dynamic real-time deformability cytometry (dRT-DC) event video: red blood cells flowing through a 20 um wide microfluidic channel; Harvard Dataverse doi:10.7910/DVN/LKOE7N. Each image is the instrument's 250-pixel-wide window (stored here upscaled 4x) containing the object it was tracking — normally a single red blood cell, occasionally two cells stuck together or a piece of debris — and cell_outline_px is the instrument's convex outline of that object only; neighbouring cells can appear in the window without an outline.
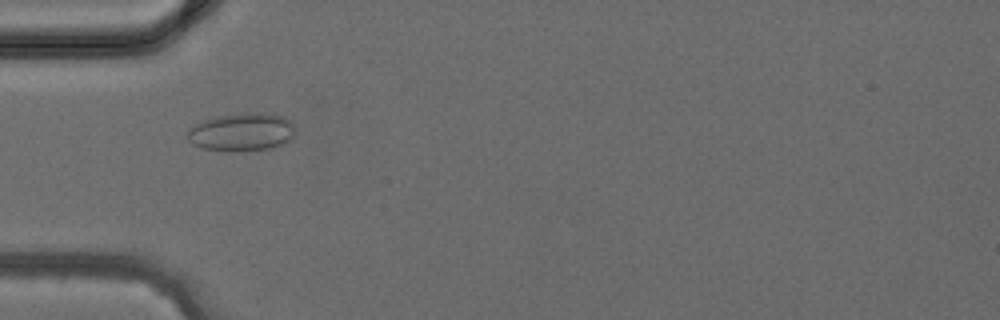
{"species": "common noctule bat (a hibernating species)", "species_latin": "Nyctalus noctula", "temperature_condition": "cold", "stored_images_in_passage": 34, "camera_frame_rate_fps": 3000, "um_per_image_px": 0.085, "animal": {"sex": "female", "body_mass_g": 24.6, "forearm_length_mm": 56.2}, "frame": {"image": 1, "passage_image": 8, "time_ms": 2.333, "image_size_px": [1000, 320], "cell_outline_px": [[296, 132], [292, 140], [284, 144], [272, 148], [244, 152], [228, 152], [200, 148], [192, 144], [188, 140], [188, 128], [204, 120], [216, 116], [240, 112], [272, 112], [284, 116], [292, 120], [296, 124]], "centroid_in_image_um": [20.63, 11.22], "position_along_channel_um": 64.4, "area_um2": 25.14}}
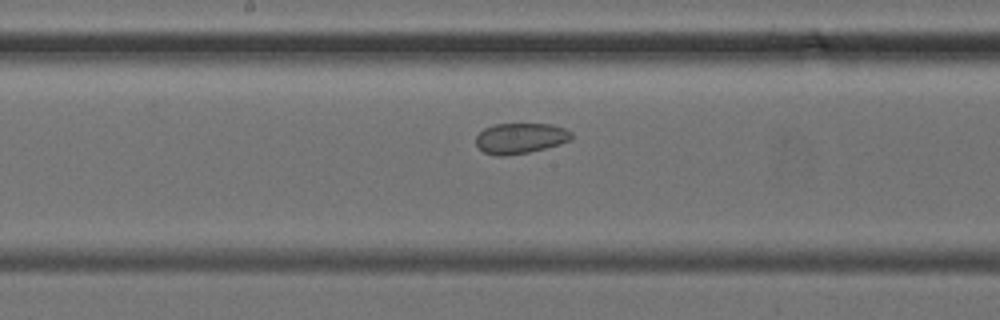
{"frame": {"image": 2, "passage_image": 16, "time_ms": 5.0, "image_size_px": [1000, 320], "cell_outline_px": [[572, 140], [544, 148], [528, 152], [504, 156], [496, 156], [484, 152], [476, 144], [476, 136], [484, 128], [496, 124], [552, 124], [564, 128], [572, 132]], "centroid_in_image_um": [44.23, 11.75], "position_along_channel_um": 204.0, "area_um2": 16.94}}
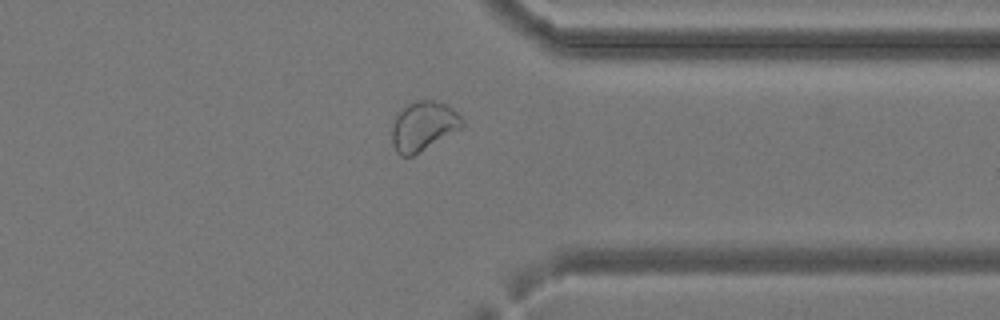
{"frame": {"image": 3, "passage_image": 26, "time_ms": 8.333, "image_size_px": [1000, 320], "cell_outline_px": [[464, 124], [460, 128], [412, 156], [400, 156], [396, 152], [392, 144], [392, 124], [396, 112], [408, 104], [416, 100], [432, 100], [444, 104], [452, 108], [464, 120]], "centroid_in_image_um": [35.93, 10.7], "position_along_channel_um": 375.5, "area_um2": 20.06}}